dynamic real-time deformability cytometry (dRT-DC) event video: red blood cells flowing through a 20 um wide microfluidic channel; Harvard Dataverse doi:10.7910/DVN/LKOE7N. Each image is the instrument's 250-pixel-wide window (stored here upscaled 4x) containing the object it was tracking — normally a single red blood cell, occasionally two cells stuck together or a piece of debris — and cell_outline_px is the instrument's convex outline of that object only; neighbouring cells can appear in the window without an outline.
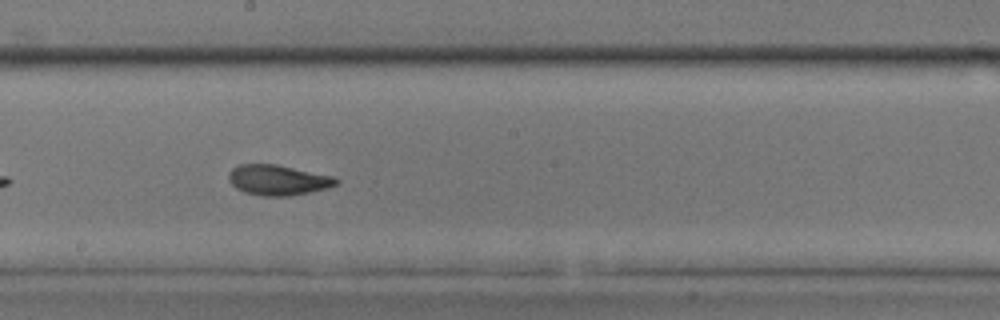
{"species": "common noctule bat (a hibernating species)", "species_latin": "Nyctalus noctula", "temperature_condition": "room temperature", "stored_images_in_passage": 21, "camera_frame_rate_fps": 3000, "um_per_image_px": 0.085, "animal": {"sex": "male", "body_mass_g": 17.9, "forearm_length_mm": 54.2}, "frame": {"image": 1, "passage_image": 15, "time_ms": 4.667, "image_size_px": [1000, 320], "cell_outline_px": [[340, 180], [336, 184], [328, 188], [288, 196], [264, 196], [244, 192], [236, 188], [228, 180], [228, 172], [232, 168], [240, 164], [276, 164], [336, 176]], "centroid_in_image_um": [23.63, 15.29], "position_along_channel_um": 224.6, "area_um2": 19.13}}